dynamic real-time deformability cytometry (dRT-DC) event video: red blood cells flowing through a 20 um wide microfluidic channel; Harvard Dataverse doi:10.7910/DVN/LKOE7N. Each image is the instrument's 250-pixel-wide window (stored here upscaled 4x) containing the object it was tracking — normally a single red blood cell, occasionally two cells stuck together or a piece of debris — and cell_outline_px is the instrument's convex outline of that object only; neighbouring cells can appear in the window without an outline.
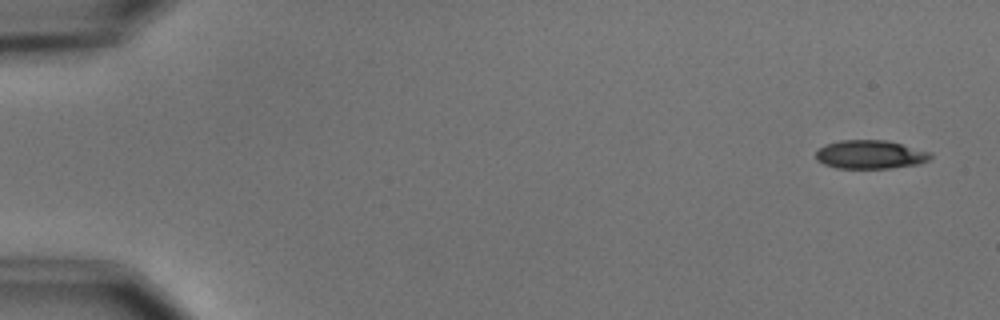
{"species": "common noctule bat (a hibernating species)", "species_latin": "Nyctalus noctula", "temperature_condition": "cold", "stored_images_in_passage": 4, "camera_frame_rate_fps": 3000, "um_per_image_px": 0.085, "animal": {"sex": "male", "body_mass_g": 15.6}, "frame": {"image": 1, "passage_image": 1, "time_ms": 0.0, "image_size_px": [1000, 320], "cell_outline_px": [[932, 156], [928, 160], [920, 164], [888, 168], [836, 168], [824, 164], [816, 160], [816, 152], [824, 144], [840, 140], [884, 140], [932, 152]], "centroid_in_image_um": [73.96, 13.13], "position_along_channel_um": 11.0, "area_um2": 19.07}}
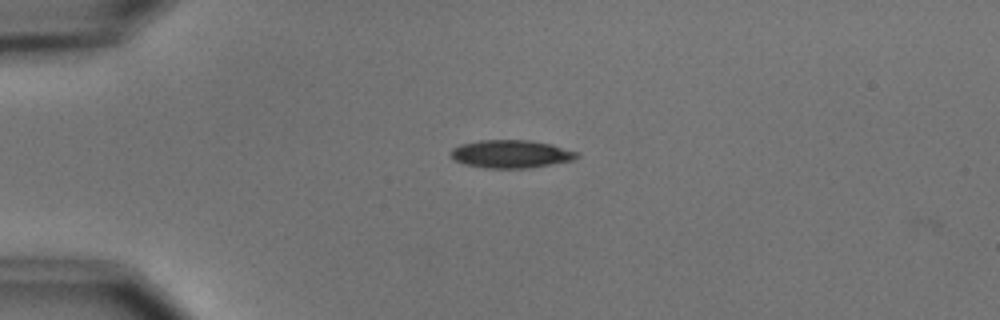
{"frame": {"image": 2, "passage_image": 4, "time_ms": 3.667, "image_size_px": [1000, 320], "cell_outline_px": [[580, 156], [572, 160], [528, 168], [484, 168], [464, 164], [452, 160], [448, 152], [452, 148], [460, 144], [480, 140], [528, 140], [552, 144], [580, 152]], "centroid_in_image_um": [43.39, 13.08], "position_along_channel_um": 41.6, "area_um2": 20.81}}